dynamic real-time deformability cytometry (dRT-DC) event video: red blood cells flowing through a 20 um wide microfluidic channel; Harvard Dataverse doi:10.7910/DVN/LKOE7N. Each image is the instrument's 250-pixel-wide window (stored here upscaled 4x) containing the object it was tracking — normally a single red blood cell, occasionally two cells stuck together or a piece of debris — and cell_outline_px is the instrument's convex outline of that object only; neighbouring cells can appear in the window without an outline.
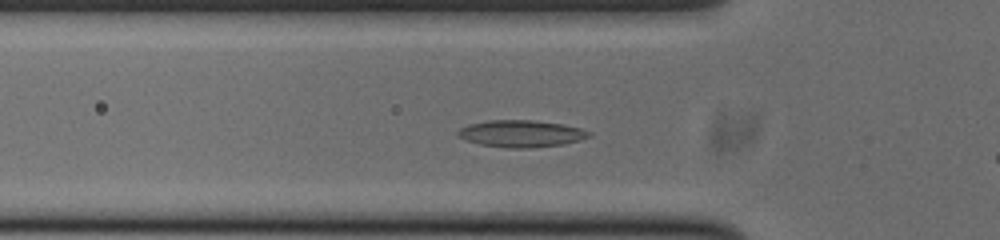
{"species": "common noctule bat (a hibernating species)", "species_latin": "Nyctalus noctula", "temperature_condition": "cold", "stored_images_in_passage": 14, "camera_frame_rate_fps": 3000, "um_per_image_px": 0.085, "animal": {"sex": "male", "body_mass_g": 20.0, "forearm_length_mm": 53.3}, "frame": {"image": 1, "passage_image": 12, "time_ms": 3.667, "image_size_px": [1000, 240], "cell_outline_px": [[592, 136], [580, 140], [564, 144], [532, 148], [508, 148], [480, 144], [456, 136], [456, 132], [460, 128], [468, 124], [488, 120], [532, 120], [560, 124], [580, 128], [592, 132]], "centroid_in_image_um": [44.3, 11.36], "position_along_channel_um": 81.5, "area_um2": 20.63}}